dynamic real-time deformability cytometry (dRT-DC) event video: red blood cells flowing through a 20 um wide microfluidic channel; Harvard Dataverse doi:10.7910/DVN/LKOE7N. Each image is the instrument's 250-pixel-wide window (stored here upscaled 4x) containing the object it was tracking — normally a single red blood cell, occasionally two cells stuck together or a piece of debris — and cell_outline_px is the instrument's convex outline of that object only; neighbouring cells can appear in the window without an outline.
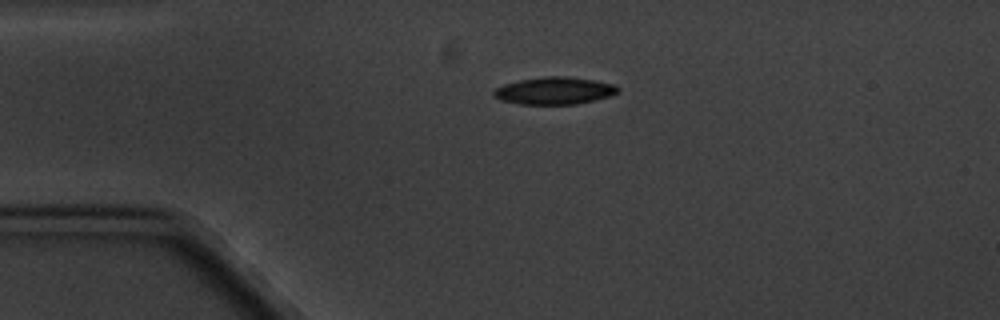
{"species": "common noctule bat (a hibernating species)", "species_latin": "Nyctalus noctula", "temperature_condition": "cold", "stored_images_in_passage": 2, "camera_frame_rate_fps": 3000, "um_per_image_px": 0.085, "animal": {"sex": "male", "body_mass_g": 20.1, "forearm_length_mm": 53.5}, "frame": {"image": 1, "passage_image": 1, "time_ms": 0.0, "image_size_px": [1000, 320], "cell_outline_px": [[620, 88], [612, 96], [596, 100], [576, 104], [520, 104], [500, 100], [492, 96], [492, 92], [496, 88], [504, 84], [520, 80], [544, 76], [568, 76], [596, 80], [616, 84]], "centroid_in_image_um": [47.15, 7.71], "position_along_channel_um": 37.9, "area_um2": 20.0}}